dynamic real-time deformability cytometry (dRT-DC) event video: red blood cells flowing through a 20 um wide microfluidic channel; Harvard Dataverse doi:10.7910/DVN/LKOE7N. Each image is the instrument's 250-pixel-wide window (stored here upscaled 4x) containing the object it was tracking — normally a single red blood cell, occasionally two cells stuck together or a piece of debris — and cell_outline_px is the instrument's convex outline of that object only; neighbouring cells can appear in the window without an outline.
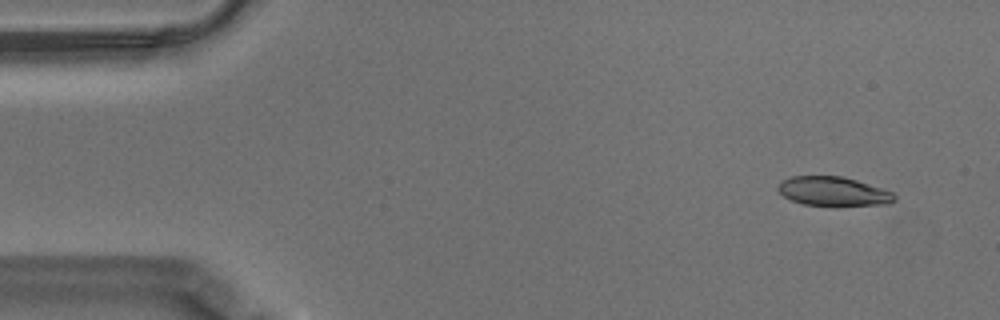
{"species": "Egyptian fruit bat (a non-hibernating species)", "species_latin": "Rousettus aegyptiacus", "temperature_condition": "warm", "stored_images_in_passage": 56, "camera_frame_rate_fps": 3000, "um_per_image_px": 0.085, "animal": {"sex": "male"}, "frame": {"image": 1, "passage_image": 4, "time_ms": 1.0, "image_size_px": [1000, 320], "cell_outline_px": [[896, 200], [892, 204], [836, 208], [804, 204], [792, 200], [784, 196], [776, 188], [780, 180], [792, 176], [840, 176], [856, 180], [892, 192], [896, 196]], "centroid_in_image_um": [70.85, 16.31], "position_along_channel_um": 14.1, "area_um2": 20.52}}
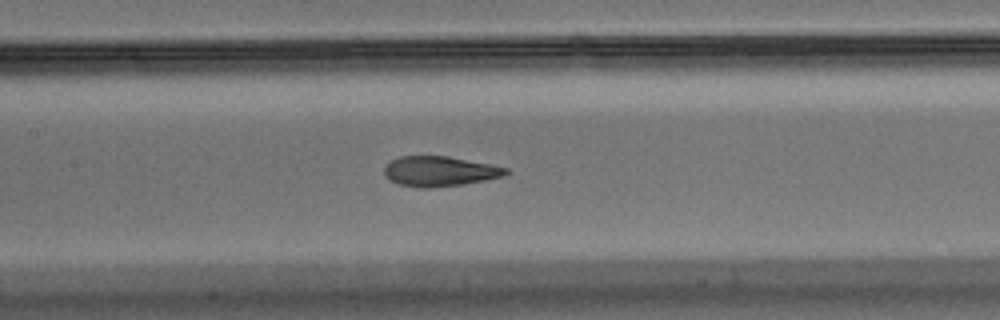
{"frame": {"image": 2, "passage_image": 26, "time_ms": 8.333, "image_size_px": [1000, 320], "cell_outline_px": [[508, 172], [504, 176], [464, 184], [428, 188], [424, 188], [400, 184], [384, 176], [384, 164], [388, 160], [400, 156], [448, 156], [492, 164], [508, 168]], "centroid_in_image_um": [37.35, 14.54], "position_along_channel_um": 170.1, "area_um2": 21.39}}
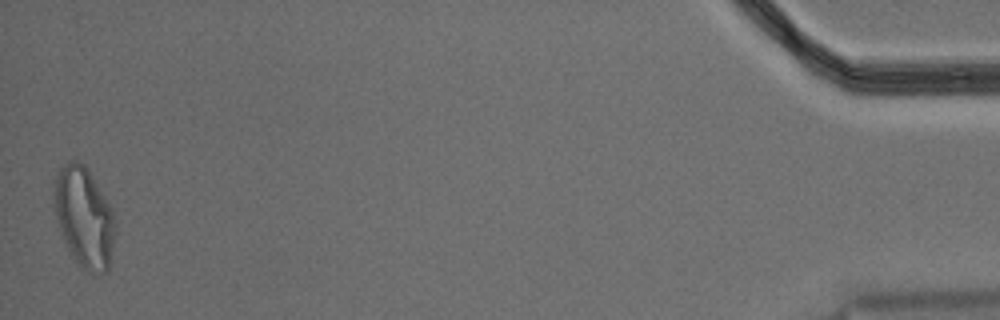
{"frame": {"image": 3, "passage_image": 56, "time_ms": 18.333, "image_size_px": [1000, 320], "cell_outline_px": [[116, 232], [108, 272], [96, 276], [88, 272], [72, 256], [64, 240], [52, 204], [52, 192], [56, 176], [60, 168], [68, 160], [76, 160], [84, 164], [88, 168], [112, 208], [116, 220]], "centroid_in_image_um": [7.17, 18.46], "position_along_channel_um": 428.0, "area_um2": 36.3}, "authors_computed_cell_mechanics": {"area_um2": 21.8195, "velocity_mm_per_s": 3.5206, "shape_relaxation_time_tau1_ms": 5.8481, "shape_relaxation_time_tau2_ms": 1.555, "deformation_change_tau1": 0.1984, "deformation_change_tau2": 0.0812}}